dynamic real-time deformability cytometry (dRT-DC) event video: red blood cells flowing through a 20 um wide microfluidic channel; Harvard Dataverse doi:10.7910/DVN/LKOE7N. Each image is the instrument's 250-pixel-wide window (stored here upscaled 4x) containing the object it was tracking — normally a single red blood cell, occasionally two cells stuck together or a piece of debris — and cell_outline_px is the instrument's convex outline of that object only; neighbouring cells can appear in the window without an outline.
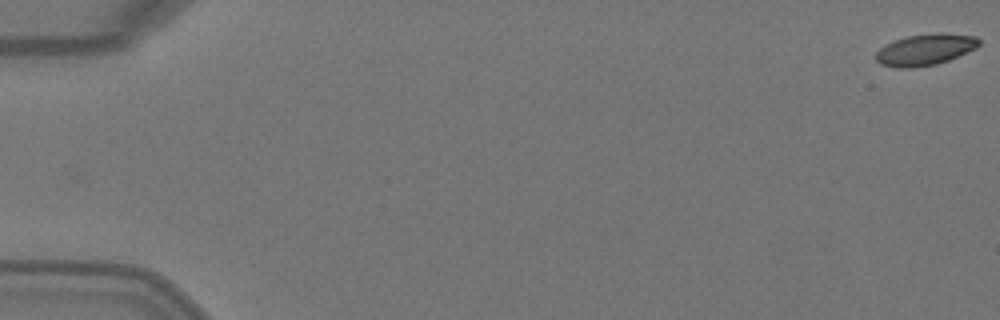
{"species": "Egyptian fruit bat (a non-hibernating species)", "species_latin": "Rousettus aegyptiacus", "temperature_condition": "warm", "stored_images_in_passage": 6, "camera_frame_rate_fps": 3000, "um_per_image_px": 0.085, "animal": {"sex": "female"}, "frame": {"image": 1, "passage_image": 1, "time_ms": 0.0, "image_size_px": [1000, 320], "cell_outline_px": [[980, 44], [976, 48], [948, 60], [936, 64], [912, 68], [896, 68], [880, 64], [876, 60], [876, 52], [884, 44], [908, 36], [976, 36], [980, 40]], "centroid_in_image_um": [78.56, 4.29], "position_along_channel_um": 6.4, "area_um2": 17.86}}
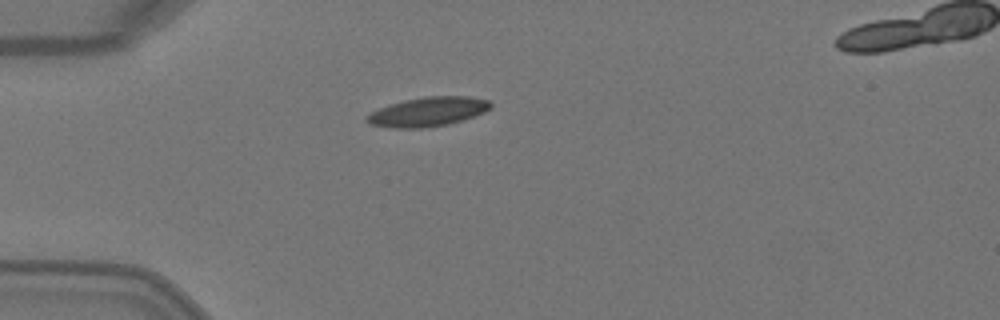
{"frame": {"image": 2, "passage_image": 5, "time_ms": 1.333, "image_size_px": [1000, 320], "cell_outline_px": [[492, 108], [484, 112], [448, 124], [424, 128], [392, 128], [368, 124], [364, 120], [364, 116], [368, 112], [404, 100], [424, 96], [468, 96], [488, 100], [492, 104]], "centroid_in_image_um": [36.31, 9.5], "position_along_channel_um": 48.7, "area_um2": 21.21}}